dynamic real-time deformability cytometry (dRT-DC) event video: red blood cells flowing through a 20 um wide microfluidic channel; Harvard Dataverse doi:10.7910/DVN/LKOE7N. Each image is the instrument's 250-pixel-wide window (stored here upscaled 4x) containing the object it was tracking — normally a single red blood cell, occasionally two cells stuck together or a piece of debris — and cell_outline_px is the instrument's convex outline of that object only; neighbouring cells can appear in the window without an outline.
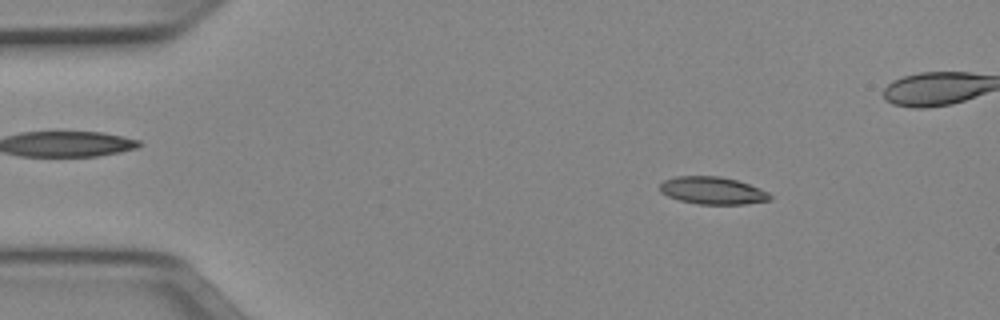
{"species": "Egyptian fruit bat (a non-hibernating species)", "species_latin": "Rousettus aegyptiacus", "temperature_condition": "cold", "stored_images_in_passage": 51, "camera_frame_rate_fps": 3000, "um_per_image_px": 0.085, "animal": {"sex": "female"}, "frame": {"image": 1, "passage_image": 7, "time_ms": 2.0, "image_size_px": [1000, 320], "cell_outline_px": [[772, 200], [744, 204], [700, 204], [680, 200], [668, 196], [660, 192], [660, 184], [664, 180], [676, 176], [720, 176], [736, 180], [760, 188], [768, 192], [772, 196]], "centroid_in_image_um": [60.58, 16.19], "position_along_channel_um": 24.4, "area_um2": 17.57}}
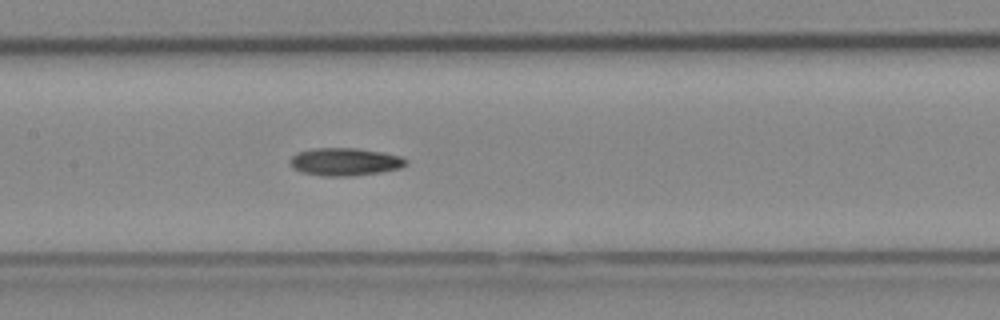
{"frame": {"image": 2, "passage_image": 24, "time_ms": 7.667, "image_size_px": [1000, 320], "cell_outline_px": [[408, 164], [400, 168], [380, 172], [352, 176], [320, 176], [304, 172], [292, 168], [288, 160], [296, 152], [312, 148], [356, 148], [380, 152], [400, 156], [408, 160]], "centroid_in_image_um": [29.29, 13.75], "position_along_channel_um": 178.1, "area_um2": 18.84}}
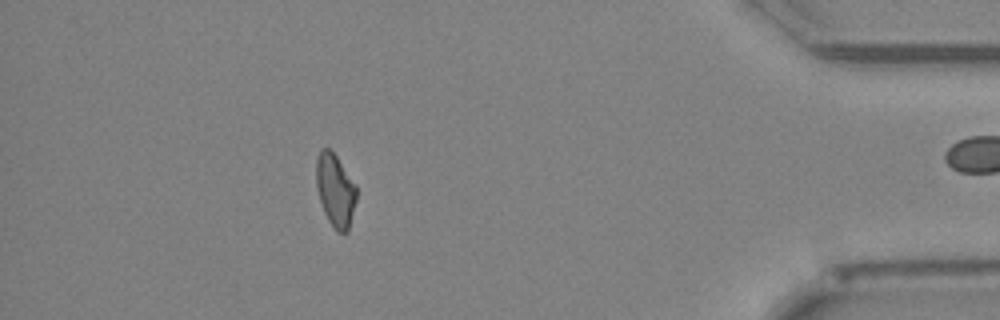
{"frame": {"image": 3, "passage_image": 45, "time_ms": 14.667, "image_size_px": [1000, 320], "cell_outline_px": [[356, 200], [348, 232], [336, 232], [328, 220], [324, 212], [320, 200], [316, 184], [316, 160], [320, 148], [328, 148], [336, 156], [356, 184]], "centroid_in_image_um": [28.5, 16.17], "position_along_channel_um": 406.7, "area_um2": 17.05}}